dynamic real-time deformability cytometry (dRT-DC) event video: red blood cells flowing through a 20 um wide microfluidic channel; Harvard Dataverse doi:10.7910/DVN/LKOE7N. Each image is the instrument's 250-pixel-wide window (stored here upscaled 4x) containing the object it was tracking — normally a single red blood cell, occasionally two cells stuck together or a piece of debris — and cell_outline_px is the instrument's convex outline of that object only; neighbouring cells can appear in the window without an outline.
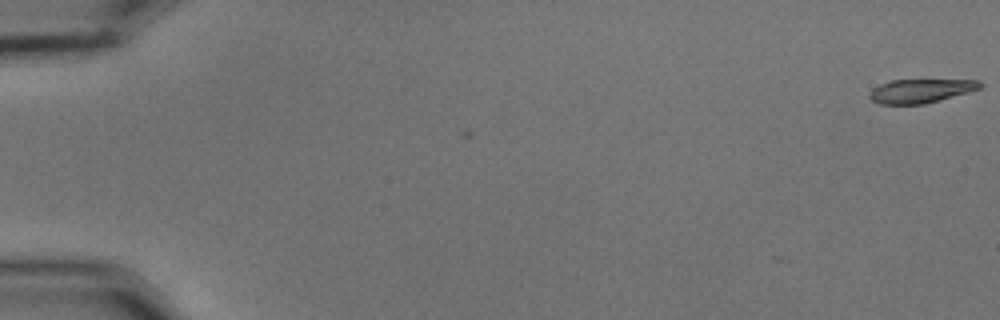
{"species": "common noctule bat (a hibernating species)", "species_latin": "Nyctalus noctula", "temperature_condition": "cold", "stored_images_in_passage": 4, "camera_frame_rate_fps": 3000, "um_per_image_px": 0.085, "animal": {"sex": "male", "body_mass_g": 15.6}, "frame": {"image": 1, "passage_image": 1, "time_ms": 0.0, "image_size_px": [1000, 320], "cell_outline_px": [[984, 84], [980, 88], [968, 92], [924, 104], [880, 104], [872, 100], [868, 96], [868, 92], [872, 88], [880, 84], [892, 80], [980, 80]], "centroid_in_image_um": [78.23, 7.72], "position_along_channel_um": 6.8, "area_um2": 15.32}}